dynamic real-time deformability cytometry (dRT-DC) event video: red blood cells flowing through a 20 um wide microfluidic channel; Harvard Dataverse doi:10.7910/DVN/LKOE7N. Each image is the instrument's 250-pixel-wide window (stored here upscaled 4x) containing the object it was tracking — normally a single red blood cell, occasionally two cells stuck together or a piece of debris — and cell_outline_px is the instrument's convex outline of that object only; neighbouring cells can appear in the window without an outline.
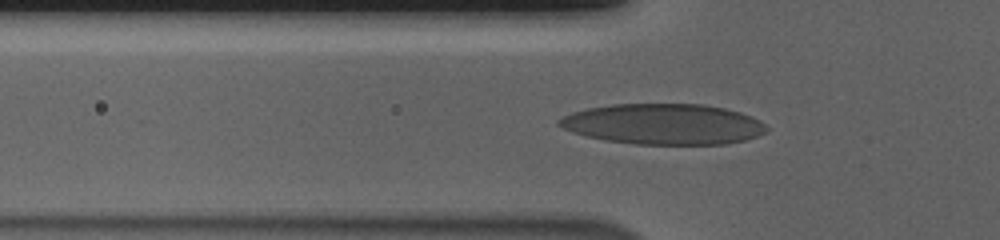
{"species": "human", "species_latin": "Homo sapiens", "temperature_condition": "cold", "stored_images_in_passage": 42, "camera_frame_rate_fps": 3000, "um_per_image_px": 0.085, "donor": {"sex": "male"}, "frame": {"image": 1, "passage_image": 11, "time_ms": 3.333, "image_size_px": [1000, 240], "cell_outline_px": [[768, 128], [764, 132], [756, 136], [744, 140], [724, 144], [636, 144], [604, 140], [572, 132], [556, 124], [556, 120], [572, 112], [588, 108], [612, 104], [704, 104], [724, 108], [740, 112], [752, 116], [760, 120]], "centroid_in_image_um": [56.38, 10.54], "position_along_channel_um": 69.4, "area_um2": 49.07}}
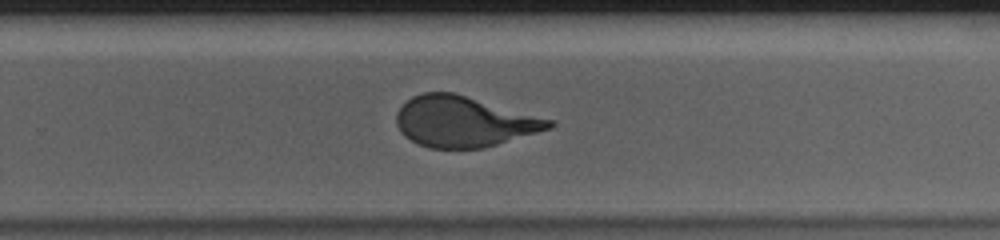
{"frame": {"image": 2, "passage_image": 29, "time_ms": 9.333, "image_size_px": [1000, 240], "cell_outline_px": [[556, 124], [552, 128], [484, 148], [428, 148], [416, 144], [404, 136], [400, 132], [396, 124], [396, 112], [412, 96], [424, 92], [452, 92], [552, 120]], "centroid_in_image_um": [39.38, 10.35], "position_along_channel_um": 290.4, "area_um2": 44.8}}
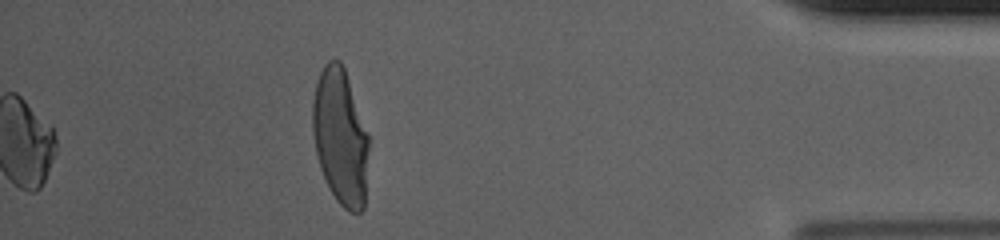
{"frame": {"image": 3, "passage_image": 42, "time_ms": 13.667, "image_size_px": [1000, 240], "cell_outline_px": [[368, 148], [364, 208], [360, 212], [348, 212], [336, 200], [328, 188], [320, 168], [316, 152], [312, 132], [312, 100], [316, 84], [320, 72], [324, 64], [328, 60], [340, 60], [344, 68], [368, 132]], "centroid_in_image_um": [28.91, 11.64], "position_along_channel_um": 406.3, "area_um2": 44.62}, "authors_computed_cell_mechanics": {"area_um2": 46.9336, "velocity_mm_per_s": 3.6863, "shape_relaxation_time_tau1_ms": 7.7669, "shape_relaxation_time_tau2_ms": null, "deformation_change_tau1": 0.2708, "deformation_change_tau2": null}}